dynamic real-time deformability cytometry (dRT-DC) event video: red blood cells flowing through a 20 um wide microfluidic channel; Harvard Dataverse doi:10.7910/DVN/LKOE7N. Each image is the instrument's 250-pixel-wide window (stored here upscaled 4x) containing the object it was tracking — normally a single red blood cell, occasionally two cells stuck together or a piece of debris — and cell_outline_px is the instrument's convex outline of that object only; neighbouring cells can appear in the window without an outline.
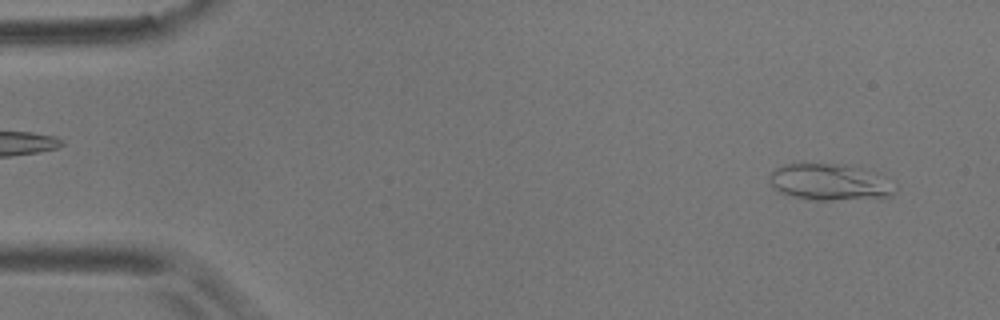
{"species": "common noctule bat (a hibernating species)", "species_latin": "Nyctalus noctula", "temperature_condition": "room temperature", "stored_images_in_passage": 15, "camera_frame_rate_fps": 3000, "um_per_image_px": 0.085, "animal": {"sex": "male", "body_mass_g": 17.9}, "frame": {"image": 1, "passage_image": 3, "time_ms": 0.667, "image_size_px": [1000, 320], "cell_outline_px": [[896, 192], [892, 196], [832, 200], [812, 200], [792, 196], [780, 192], [768, 180], [768, 176], [776, 168], [784, 164], [844, 164], [876, 172], [896, 188]], "centroid_in_image_um": [70.51, 15.48], "position_along_channel_um": 14.5, "area_um2": 26.41}}